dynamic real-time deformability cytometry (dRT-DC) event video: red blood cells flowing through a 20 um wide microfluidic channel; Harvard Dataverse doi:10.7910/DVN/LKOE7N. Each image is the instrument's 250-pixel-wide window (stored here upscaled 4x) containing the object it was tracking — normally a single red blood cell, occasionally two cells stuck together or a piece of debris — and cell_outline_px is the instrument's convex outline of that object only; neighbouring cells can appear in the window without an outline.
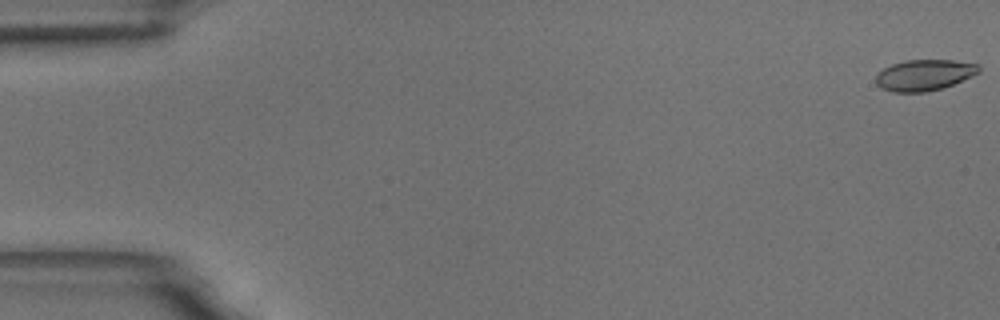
{"species": "common noctule bat (a hibernating species)", "species_latin": "Nyctalus noctula", "temperature_condition": "room temperature", "stored_images_in_passage": 58, "camera_frame_rate_fps": 3000, "um_per_image_px": 0.085, "animal": {"sex": "male", "body_mass_g": 18.8}, "frame": {"image": 1, "passage_image": 1, "time_ms": 0.0, "image_size_px": [1000, 320], "cell_outline_px": [[980, 72], [972, 76], [944, 88], [924, 92], [892, 92], [876, 84], [876, 76], [884, 68], [892, 64], [904, 60], [952, 60], [980, 64]], "centroid_in_image_um": [78.6, 6.37], "position_along_channel_um": 6.4, "area_um2": 18.61}}
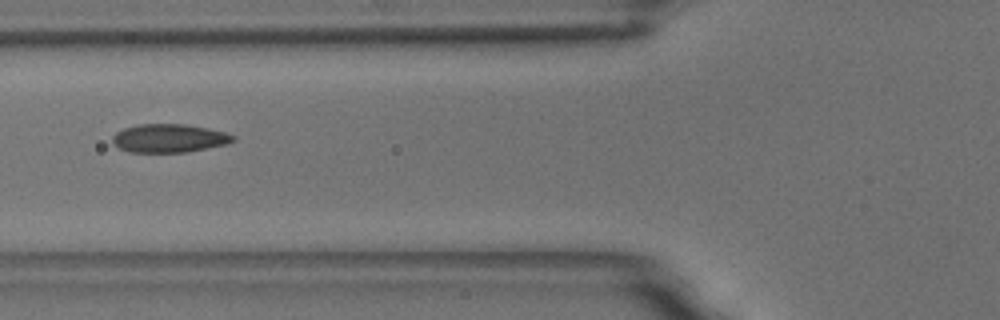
{"frame": {"image": 2, "passage_image": 23, "time_ms": 7.333, "image_size_px": [1000, 320], "cell_outline_px": [[236, 140], [228, 144], [188, 152], [128, 152], [120, 148], [112, 140], [112, 136], [116, 132], [124, 128], [140, 124], [184, 124], [208, 128], [224, 132], [236, 136]], "centroid_in_image_um": [14.41, 11.75], "position_along_channel_um": 111.4, "area_um2": 20.0}}
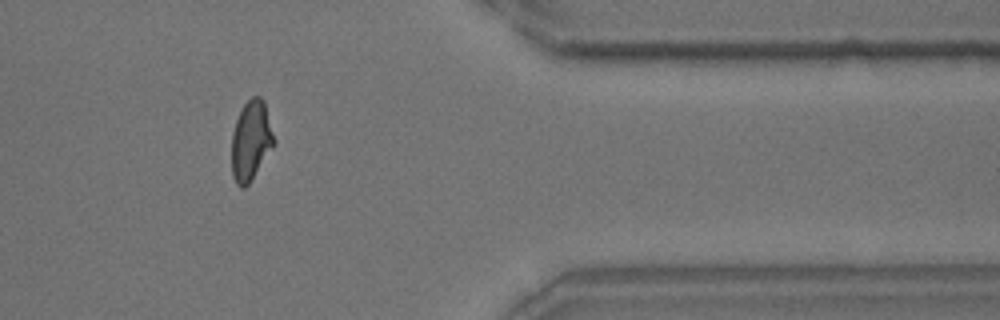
{"frame": {"image": 3, "passage_image": 49, "time_ms": 16.0, "image_size_px": [1000, 320], "cell_outline_px": [[276, 144], [248, 184], [244, 188], [240, 188], [236, 184], [232, 176], [232, 132], [236, 120], [244, 104], [252, 96], [260, 96], [264, 100], [276, 140]], "centroid_in_image_um": [21.35, 11.95], "position_along_channel_um": 390.1, "area_um2": 19.88}}